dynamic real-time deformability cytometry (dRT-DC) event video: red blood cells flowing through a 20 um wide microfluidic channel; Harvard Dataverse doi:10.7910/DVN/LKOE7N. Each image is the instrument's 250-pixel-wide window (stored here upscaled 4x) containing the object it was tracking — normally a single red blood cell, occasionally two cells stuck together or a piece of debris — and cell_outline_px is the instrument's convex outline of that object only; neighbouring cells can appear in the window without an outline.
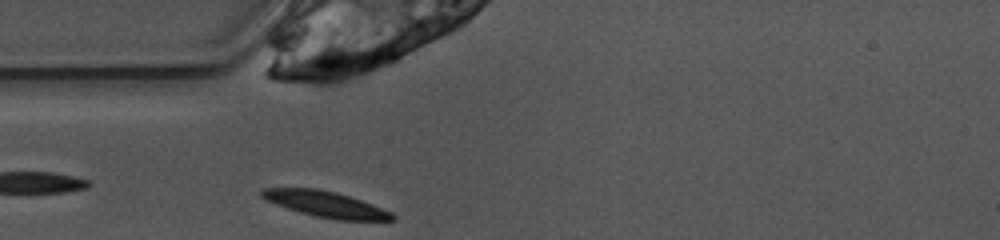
{"species": "common noctule bat (a hibernating species)", "species_latin": "Nyctalus noctula", "temperature_condition": "warm", "stored_images_in_passage": 8, "camera_frame_rate_fps": 3000, "um_per_image_px": 0.085, "animal": {"sex": "female", "body_mass_g": 10.0, "forearm_length_mm": 53.1}, "frame": {"image": 1, "passage_image": 1, "time_ms": 0.0, "image_size_px": [1000, 240], "cell_outline_px": [[396, 220], [336, 220], [316, 216], [300, 212], [276, 204], [260, 196], [260, 192], [264, 188], [316, 188], [336, 192], [372, 204], [392, 212], [396, 216]], "centroid_in_image_um": [27.71, 17.36], "position_along_channel_um": 57.3, "area_um2": 19.48}}